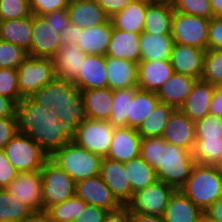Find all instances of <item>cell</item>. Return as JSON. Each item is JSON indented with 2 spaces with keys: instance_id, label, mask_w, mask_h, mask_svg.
Masks as SVG:
<instances>
[{
  "instance_id": "6da1fadb",
  "label": "cell",
  "mask_w": 222,
  "mask_h": 222,
  "mask_svg": "<svg viewBox=\"0 0 222 222\" xmlns=\"http://www.w3.org/2000/svg\"><path fill=\"white\" fill-rule=\"evenodd\" d=\"M59 112L46 109L29 97L15 107L17 132L25 134L49 155L67 145L75 137V129L58 119Z\"/></svg>"
},
{
  "instance_id": "7a4b0ae2",
  "label": "cell",
  "mask_w": 222,
  "mask_h": 222,
  "mask_svg": "<svg viewBox=\"0 0 222 222\" xmlns=\"http://www.w3.org/2000/svg\"><path fill=\"white\" fill-rule=\"evenodd\" d=\"M140 157L155 169L158 180L175 190L184 185L195 165L191 151L169 144L161 137L142 138Z\"/></svg>"
},
{
  "instance_id": "3957f363",
  "label": "cell",
  "mask_w": 222,
  "mask_h": 222,
  "mask_svg": "<svg viewBox=\"0 0 222 222\" xmlns=\"http://www.w3.org/2000/svg\"><path fill=\"white\" fill-rule=\"evenodd\" d=\"M29 98L48 110L51 108L57 110L58 119L62 123L71 125L75 130L80 123L88 119L81 91L64 79L55 77Z\"/></svg>"
},
{
  "instance_id": "277c9868",
  "label": "cell",
  "mask_w": 222,
  "mask_h": 222,
  "mask_svg": "<svg viewBox=\"0 0 222 222\" xmlns=\"http://www.w3.org/2000/svg\"><path fill=\"white\" fill-rule=\"evenodd\" d=\"M179 190L205 212L222 196V177L215 166L195 164Z\"/></svg>"
},
{
  "instance_id": "5b68a950",
  "label": "cell",
  "mask_w": 222,
  "mask_h": 222,
  "mask_svg": "<svg viewBox=\"0 0 222 222\" xmlns=\"http://www.w3.org/2000/svg\"><path fill=\"white\" fill-rule=\"evenodd\" d=\"M50 159L75 181L100 175L103 157L70 141L56 150Z\"/></svg>"
},
{
  "instance_id": "8992f818",
  "label": "cell",
  "mask_w": 222,
  "mask_h": 222,
  "mask_svg": "<svg viewBox=\"0 0 222 222\" xmlns=\"http://www.w3.org/2000/svg\"><path fill=\"white\" fill-rule=\"evenodd\" d=\"M42 177L41 210L64 202L75 195L76 181L50 158L40 170Z\"/></svg>"
},
{
  "instance_id": "52a82bcc",
  "label": "cell",
  "mask_w": 222,
  "mask_h": 222,
  "mask_svg": "<svg viewBox=\"0 0 222 222\" xmlns=\"http://www.w3.org/2000/svg\"><path fill=\"white\" fill-rule=\"evenodd\" d=\"M3 150L18 173L41 170L50 158L40 145L22 133H17Z\"/></svg>"
},
{
  "instance_id": "ba28073f",
  "label": "cell",
  "mask_w": 222,
  "mask_h": 222,
  "mask_svg": "<svg viewBox=\"0 0 222 222\" xmlns=\"http://www.w3.org/2000/svg\"><path fill=\"white\" fill-rule=\"evenodd\" d=\"M17 73L22 98L30 97L56 77L52 59L42 57L28 56L17 68Z\"/></svg>"
},
{
  "instance_id": "9c48e42d",
  "label": "cell",
  "mask_w": 222,
  "mask_h": 222,
  "mask_svg": "<svg viewBox=\"0 0 222 222\" xmlns=\"http://www.w3.org/2000/svg\"><path fill=\"white\" fill-rule=\"evenodd\" d=\"M210 19L174 11L171 36L174 43L207 50Z\"/></svg>"
},
{
  "instance_id": "30bf717a",
  "label": "cell",
  "mask_w": 222,
  "mask_h": 222,
  "mask_svg": "<svg viewBox=\"0 0 222 222\" xmlns=\"http://www.w3.org/2000/svg\"><path fill=\"white\" fill-rule=\"evenodd\" d=\"M114 130L109 121L87 119L76 128L72 141L89 152L106 157Z\"/></svg>"
},
{
  "instance_id": "8fae6325",
  "label": "cell",
  "mask_w": 222,
  "mask_h": 222,
  "mask_svg": "<svg viewBox=\"0 0 222 222\" xmlns=\"http://www.w3.org/2000/svg\"><path fill=\"white\" fill-rule=\"evenodd\" d=\"M175 189L157 180L155 183L134 193L133 199L127 205L133 213L163 216L170 196Z\"/></svg>"
},
{
  "instance_id": "7c38bea8",
  "label": "cell",
  "mask_w": 222,
  "mask_h": 222,
  "mask_svg": "<svg viewBox=\"0 0 222 222\" xmlns=\"http://www.w3.org/2000/svg\"><path fill=\"white\" fill-rule=\"evenodd\" d=\"M100 177L122 206H127L131 202L134 194L124 163L103 157Z\"/></svg>"
},
{
  "instance_id": "4fadbf2b",
  "label": "cell",
  "mask_w": 222,
  "mask_h": 222,
  "mask_svg": "<svg viewBox=\"0 0 222 222\" xmlns=\"http://www.w3.org/2000/svg\"><path fill=\"white\" fill-rule=\"evenodd\" d=\"M62 42L57 32L43 16L32 15V43L31 56L52 58Z\"/></svg>"
},
{
  "instance_id": "5bb4252c",
  "label": "cell",
  "mask_w": 222,
  "mask_h": 222,
  "mask_svg": "<svg viewBox=\"0 0 222 222\" xmlns=\"http://www.w3.org/2000/svg\"><path fill=\"white\" fill-rule=\"evenodd\" d=\"M75 195L87 204L101 207L107 211H114L122 206L100 175L76 181Z\"/></svg>"
},
{
  "instance_id": "9a60e30c",
  "label": "cell",
  "mask_w": 222,
  "mask_h": 222,
  "mask_svg": "<svg viewBox=\"0 0 222 222\" xmlns=\"http://www.w3.org/2000/svg\"><path fill=\"white\" fill-rule=\"evenodd\" d=\"M6 190L27 204L33 211L41 210L42 177L40 170L18 173Z\"/></svg>"
},
{
  "instance_id": "2e32d148",
  "label": "cell",
  "mask_w": 222,
  "mask_h": 222,
  "mask_svg": "<svg viewBox=\"0 0 222 222\" xmlns=\"http://www.w3.org/2000/svg\"><path fill=\"white\" fill-rule=\"evenodd\" d=\"M206 50L189 45L174 43L170 54V63L174 73L202 78Z\"/></svg>"
},
{
  "instance_id": "e0dca14e",
  "label": "cell",
  "mask_w": 222,
  "mask_h": 222,
  "mask_svg": "<svg viewBox=\"0 0 222 222\" xmlns=\"http://www.w3.org/2000/svg\"><path fill=\"white\" fill-rule=\"evenodd\" d=\"M161 138L169 144L192 152L195 143V122L180 109H175L169 117Z\"/></svg>"
},
{
  "instance_id": "ac0fdd59",
  "label": "cell",
  "mask_w": 222,
  "mask_h": 222,
  "mask_svg": "<svg viewBox=\"0 0 222 222\" xmlns=\"http://www.w3.org/2000/svg\"><path fill=\"white\" fill-rule=\"evenodd\" d=\"M142 138L135 128H115L107 158L126 163L140 156Z\"/></svg>"
},
{
  "instance_id": "d6986e66",
  "label": "cell",
  "mask_w": 222,
  "mask_h": 222,
  "mask_svg": "<svg viewBox=\"0 0 222 222\" xmlns=\"http://www.w3.org/2000/svg\"><path fill=\"white\" fill-rule=\"evenodd\" d=\"M86 54L77 44L65 43L51 58L56 77L74 83Z\"/></svg>"
},
{
  "instance_id": "ffe728a7",
  "label": "cell",
  "mask_w": 222,
  "mask_h": 222,
  "mask_svg": "<svg viewBox=\"0 0 222 222\" xmlns=\"http://www.w3.org/2000/svg\"><path fill=\"white\" fill-rule=\"evenodd\" d=\"M107 81L106 56L86 54L78 78L73 84L84 91L108 87Z\"/></svg>"
},
{
  "instance_id": "44dd1931",
  "label": "cell",
  "mask_w": 222,
  "mask_h": 222,
  "mask_svg": "<svg viewBox=\"0 0 222 222\" xmlns=\"http://www.w3.org/2000/svg\"><path fill=\"white\" fill-rule=\"evenodd\" d=\"M174 70L170 60L148 61L138 63V89L156 92L170 77Z\"/></svg>"
},
{
  "instance_id": "7402d4cb",
  "label": "cell",
  "mask_w": 222,
  "mask_h": 222,
  "mask_svg": "<svg viewBox=\"0 0 222 222\" xmlns=\"http://www.w3.org/2000/svg\"><path fill=\"white\" fill-rule=\"evenodd\" d=\"M67 12L70 23L81 29L104 24L110 20L96 0H69Z\"/></svg>"
},
{
  "instance_id": "603a6c76",
  "label": "cell",
  "mask_w": 222,
  "mask_h": 222,
  "mask_svg": "<svg viewBox=\"0 0 222 222\" xmlns=\"http://www.w3.org/2000/svg\"><path fill=\"white\" fill-rule=\"evenodd\" d=\"M215 87L214 84L198 79L192 92L179 109L194 122L204 118L209 114Z\"/></svg>"
},
{
  "instance_id": "cb8c5ba5",
  "label": "cell",
  "mask_w": 222,
  "mask_h": 222,
  "mask_svg": "<svg viewBox=\"0 0 222 222\" xmlns=\"http://www.w3.org/2000/svg\"><path fill=\"white\" fill-rule=\"evenodd\" d=\"M140 33L116 29L112 26L110 43L106 56L124 59L134 63L141 61Z\"/></svg>"
},
{
  "instance_id": "d4e9b609",
  "label": "cell",
  "mask_w": 222,
  "mask_h": 222,
  "mask_svg": "<svg viewBox=\"0 0 222 222\" xmlns=\"http://www.w3.org/2000/svg\"><path fill=\"white\" fill-rule=\"evenodd\" d=\"M196 81L194 77L173 73L156 91L157 97L160 102L179 109L192 92Z\"/></svg>"
},
{
  "instance_id": "484cf974",
  "label": "cell",
  "mask_w": 222,
  "mask_h": 222,
  "mask_svg": "<svg viewBox=\"0 0 222 222\" xmlns=\"http://www.w3.org/2000/svg\"><path fill=\"white\" fill-rule=\"evenodd\" d=\"M204 212L180 190L170 196L163 214L164 222H201Z\"/></svg>"
},
{
  "instance_id": "4316f807",
  "label": "cell",
  "mask_w": 222,
  "mask_h": 222,
  "mask_svg": "<svg viewBox=\"0 0 222 222\" xmlns=\"http://www.w3.org/2000/svg\"><path fill=\"white\" fill-rule=\"evenodd\" d=\"M174 7L169 1H147L143 32L171 34Z\"/></svg>"
},
{
  "instance_id": "83f0119b",
  "label": "cell",
  "mask_w": 222,
  "mask_h": 222,
  "mask_svg": "<svg viewBox=\"0 0 222 222\" xmlns=\"http://www.w3.org/2000/svg\"><path fill=\"white\" fill-rule=\"evenodd\" d=\"M108 88L138 87V64L124 59L106 56Z\"/></svg>"
},
{
  "instance_id": "f1b7e54d",
  "label": "cell",
  "mask_w": 222,
  "mask_h": 222,
  "mask_svg": "<svg viewBox=\"0 0 222 222\" xmlns=\"http://www.w3.org/2000/svg\"><path fill=\"white\" fill-rule=\"evenodd\" d=\"M0 40L21 47L31 56L32 15L21 19L0 20Z\"/></svg>"
},
{
  "instance_id": "f546056e",
  "label": "cell",
  "mask_w": 222,
  "mask_h": 222,
  "mask_svg": "<svg viewBox=\"0 0 222 222\" xmlns=\"http://www.w3.org/2000/svg\"><path fill=\"white\" fill-rule=\"evenodd\" d=\"M112 33L111 20L104 24L81 29L77 45L85 54L105 55Z\"/></svg>"
},
{
  "instance_id": "4dcf8cb0",
  "label": "cell",
  "mask_w": 222,
  "mask_h": 222,
  "mask_svg": "<svg viewBox=\"0 0 222 222\" xmlns=\"http://www.w3.org/2000/svg\"><path fill=\"white\" fill-rule=\"evenodd\" d=\"M88 119L106 120L111 116L113 108V90L105 88H93L81 91Z\"/></svg>"
},
{
  "instance_id": "1f68e13d",
  "label": "cell",
  "mask_w": 222,
  "mask_h": 222,
  "mask_svg": "<svg viewBox=\"0 0 222 222\" xmlns=\"http://www.w3.org/2000/svg\"><path fill=\"white\" fill-rule=\"evenodd\" d=\"M146 7L147 1L132 0L123 10L110 18L112 26L123 31L142 33Z\"/></svg>"
},
{
  "instance_id": "d6a6232c",
  "label": "cell",
  "mask_w": 222,
  "mask_h": 222,
  "mask_svg": "<svg viewBox=\"0 0 222 222\" xmlns=\"http://www.w3.org/2000/svg\"><path fill=\"white\" fill-rule=\"evenodd\" d=\"M141 60H170L174 44L171 34L140 33Z\"/></svg>"
},
{
  "instance_id": "836d02e7",
  "label": "cell",
  "mask_w": 222,
  "mask_h": 222,
  "mask_svg": "<svg viewBox=\"0 0 222 222\" xmlns=\"http://www.w3.org/2000/svg\"><path fill=\"white\" fill-rule=\"evenodd\" d=\"M160 100L156 92L142 91L138 89L129 100V116H127V127L137 129L141 123L153 112Z\"/></svg>"
},
{
  "instance_id": "e575fe53",
  "label": "cell",
  "mask_w": 222,
  "mask_h": 222,
  "mask_svg": "<svg viewBox=\"0 0 222 222\" xmlns=\"http://www.w3.org/2000/svg\"><path fill=\"white\" fill-rule=\"evenodd\" d=\"M124 166L133 194L158 180L155 169L140 156L124 163Z\"/></svg>"
},
{
  "instance_id": "d590c367",
  "label": "cell",
  "mask_w": 222,
  "mask_h": 222,
  "mask_svg": "<svg viewBox=\"0 0 222 222\" xmlns=\"http://www.w3.org/2000/svg\"><path fill=\"white\" fill-rule=\"evenodd\" d=\"M174 110V107L159 102L153 112L148 115V118L136 129L141 138L162 137L165 126Z\"/></svg>"
},
{
  "instance_id": "8d00e7d4",
  "label": "cell",
  "mask_w": 222,
  "mask_h": 222,
  "mask_svg": "<svg viewBox=\"0 0 222 222\" xmlns=\"http://www.w3.org/2000/svg\"><path fill=\"white\" fill-rule=\"evenodd\" d=\"M33 210L11 195L6 189H0V222H20Z\"/></svg>"
},
{
  "instance_id": "74e56055",
  "label": "cell",
  "mask_w": 222,
  "mask_h": 222,
  "mask_svg": "<svg viewBox=\"0 0 222 222\" xmlns=\"http://www.w3.org/2000/svg\"><path fill=\"white\" fill-rule=\"evenodd\" d=\"M138 87L121 88L113 90V108L109 122L115 128L127 127L129 116V100H132Z\"/></svg>"
},
{
  "instance_id": "f35d334b",
  "label": "cell",
  "mask_w": 222,
  "mask_h": 222,
  "mask_svg": "<svg viewBox=\"0 0 222 222\" xmlns=\"http://www.w3.org/2000/svg\"><path fill=\"white\" fill-rule=\"evenodd\" d=\"M192 155L195 164L214 166L222 157V139H195Z\"/></svg>"
},
{
  "instance_id": "ab89813d",
  "label": "cell",
  "mask_w": 222,
  "mask_h": 222,
  "mask_svg": "<svg viewBox=\"0 0 222 222\" xmlns=\"http://www.w3.org/2000/svg\"><path fill=\"white\" fill-rule=\"evenodd\" d=\"M81 210V198L74 195L64 202L53 205L47 211L52 222H74Z\"/></svg>"
},
{
  "instance_id": "60d3db41",
  "label": "cell",
  "mask_w": 222,
  "mask_h": 222,
  "mask_svg": "<svg viewBox=\"0 0 222 222\" xmlns=\"http://www.w3.org/2000/svg\"><path fill=\"white\" fill-rule=\"evenodd\" d=\"M201 79L214 85L222 80V50H206Z\"/></svg>"
},
{
  "instance_id": "b9f144b4",
  "label": "cell",
  "mask_w": 222,
  "mask_h": 222,
  "mask_svg": "<svg viewBox=\"0 0 222 222\" xmlns=\"http://www.w3.org/2000/svg\"><path fill=\"white\" fill-rule=\"evenodd\" d=\"M222 118L212 114L195 121V139H221Z\"/></svg>"
},
{
  "instance_id": "7bdbcfd3",
  "label": "cell",
  "mask_w": 222,
  "mask_h": 222,
  "mask_svg": "<svg viewBox=\"0 0 222 222\" xmlns=\"http://www.w3.org/2000/svg\"><path fill=\"white\" fill-rule=\"evenodd\" d=\"M174 11L188 15L213 18L210 0H173Z\"/></svg>"
},
{
  "instance_id": "ee69618b",
  "label": "cell",
  "mask_w": 222,
  "mask_h": 222,
  "mask_svg": "<svg viewBox=\"0 0 222 222\" xmlns=\"http://www.w3.org/2000/svg\"><path fill=\"white\" fill-rule=\"evenodd\" d=\"M28 56L21 47L0 40V68L17 69Z\"/></svg>"
},
{
  "instance_id": "f6af8a7d",
  "label": "cell",
  "mask_w": 222,
  "mask_h": 222,
  "mask_svg": "<svg viewBox=\"0 0 222 222\" xmlns=\"http://www.w3.org/2000/svg\"><path fill=\"white\" fill-rule=\"evenodd\" d=\"M31 15L29 0H0V20L21 19Z\"/></svg>"
},
{
  "instance_id": "bcb514c9",
  "label": "cell",
  "mask_w": 222,
  "mask_h": 222,
  "mask_svg": "<svg viewBox=\"0 0 222 222\" xmlns=\"http://www.w3.org/2000/svg\"><path fill=\"white\" fill-rule=\"evenodd\" d=\"M0 95L12 99L16 104L22 99L18 89L17 69L0 68Z\"/></svg>"
},
{
  "instance_id": "7dc6e473",
  "label": "cell",
  "mask_w": 222,
  "mask_h": 222,
  "mask_svg": "<svg viewBox=\"0 0 222 222\" xmlns=\"http://www.w3.org/2000/svg\"><path fill=\"white\" fill-rule=\"evenodd\" d=\"M33 15L43 16L68 7L69 0H29Z\"/></svg>"
},
{
  "instance_id": "c3c4849f",
  "label": "cell",
  "mask_w": 222,
  "mask_h": 222,
  "mask_svg": "<svg viewBox=\"0 0 222 222\" xmlns=\"http://www.w3.org/2000/svg\"><path fill=\"white\" fill-rule=\"evenodd\" d=\"M107 213V210L89 205L81 199V210L74 222H103Z\"/></svg>"
},
{
  "instance_id": "681fc988",
  "label": "cell",
  "mask_w": 222,
  "mask_h": 222,
  "mask_svg": "<svg viewBox=\"0 0 222 222\" xmlns=\"http://www.w3.org/2000/svg\"><path fill=\"white\" fill-rule=\"evenodd\" d=\"M207 49L222 50V17L209 21Z\"/></svg>"
},
{
  "instance_id": "f907efd6",
  "label": "cell",
  "mask_w": 222,
  "mask_h": 222,
  "mask_svg": "<svg viewBox=\"0 0 222 222\" xmlns=\"http://www.w3.org/2000/svg\"><path fill=\"white\" fill-rule=\"evenodd\" d=\"M17 174L18 171L7 159L4 150L0 149V189H6Z\"/></svg>"
},
{
  "instance_id": "816d5d0a",
  "label": "cell",
  "mask_w": 222,
  "mask_h": 222,
  "mask_svg": "<svg viewBox=\"0 0 222 222\" xmlns=\"http://www.w3.org/2000/svg\"><path fill=\"white\" fill-rule=\"evenodd\" d=\"M17 133L15 117L0 118V149H3Z\"/></svg>"
},
{
  "instance_id": "f5cc1de1",
  "label": "cell",
  "mask_w": 222,
  "mask_h": 222,
  "mask_svg": "<svg viewBox=\"0 0 222 222\" xmlns=\"http://www.w3.org/2000/svg\"><path fill=\"white\" fill-rule=\"evenodd\" d=\"M43 17L50 25L57 29L58 33H61V30L70 24L67 8L47 13Z\"/></svg>"
},
{
  "instance_id": "db71d44e",
  "label": "cell",
  "mask_w": 222,
  "mask_h": 222,
  "mask_svg": "<svg viewBox=\"0 0 222 222\" xmlns=\"http://www.w3.org/2000/svg\"><path fill=\"white\" fill-rule=\"evenodd\" d=\"M111 18L116 13L123 10L132 0H96Z\"/></svg>"
},
{
  "instance_id": "11a10c76",
  "label": "cell",
  "mask_w": 222,
  "mask_h": 222,
  "mask_svg": "<svg viewBox=\"0 0 222 222\" xmlns=\"http://www.w3.org/2000/svg\"><path fill=\"white\" fill-rule=\"evenodd\" d=\"M80 34H81V28H79L77 25L70 23L61 30L59 36L62 45L65 43L77 44Z\"/></svg>"
},
{
  "instance_id": "9f6ffc18",
  "label": "cell",
  "mask_w": 222,
  "mask_h": 222,
  "mask_svg": "<svg viewBox=\"0 0 222 222\" xmlns=\"http://www.w3.org/2000/svg\"><path fill=\"white\" fill-rule=\"evenodd\" d=\"M130 208L128 206H121L114 211H108L103 222H129Z\"/></svg>"
},
{
  "instance_id": "6f0895ef",
  "label": "cell",
  "mask_w": 222,
  "mask_h": 222,
  "mask_svg": "<svg viewBox=\"0 0 222 222\" xmlns=\"http://www.w3.org/2000/svg\"><path fill=\"white\" fill-rule=\"evenodd\" d=\"M204 216L209 222H222V196L204 212Z\"/></svg>"
},
{
  "instance_id": "680465c9",
  "label": "cell",
  "mask_w": 222,
  "mask_h": 222,
  "mask_svg": "<svg viewBox=\"0 0 222 222\" xmlns=\"http://www.w3.org/2000/svg\"><path fill=\"white\" fill-rule=\"evenodd\" d=\"M209 114L222 118V88L217 85L210 103Z\"/></svg>"
},
{
  "instance_id": "91938a15",
  "label": "cell",
  "mask_w": 222,
  "mask_h": 222,
  "mask_svg": "<svg viewBox=\"0 0 222 222\" xmlns=\"http://www.w3.org/2000/svg\"><path fill=\"white\" fill-rule=\"evenodd\" d=\"M16 105L12 99L0 95V118L15 117Z\"/></svg>"
},
{
  "instance_id": "94428289",
  "label": "cell",
  "mask_w": 222,
  "mask_h": 222,
  "mask_svg": "<svg viewBox=\"0 0 222 222\" xmlns=\"http://www.w3.org/2000/svg\"><path fill=\"white\" fill-rule=\"evenodd\" d=\"M20 222H52L51 216L47 210L33 211L29 216Z\"/></svg>"
},
{
  "instance_id": "6125c7cd",
  "label": "cell",
  "mask_w": 222,
  "mask_h": 222,
  "mask_svg": "<svg viewBox=\"0 0 222 222\" xmlns=\"http://www.w3.org/2000/svg\"><path fill=\"white\" fill-rule=\"evenodd\" d=\"M129 222H164L163 216L145 215L141 213H133L130 211Z\"/></svg>"
},
{
  "instance_id": "be15d7a7",
  "label": "cell",
  "mask_w": 222,
  "mask_h": 222,
  "mask_svg": "<svg viewBox=\"0 0 222 222\" xmlns=\"http://www.w3.org/2000/svg\"><path fill=\"white\" fill-rule=\"evenodd\" d=\"M213 17H222V0H210Z\"/></svg>"
},
{
  "instance_id": "e7e4bbea",
  "label": "cell",
  "mask_w": 222,
  "mask_h": 222,
  "mask_svg": "<svg viewBox=\"0 0 222 222\" xmlns=\"http://www.w3.org/2000/svg\"><path fill=\"white\" fill-rule=\"evenodd\" d=\"M214 166L217 169L220 176L222 177V157L218 160V162Z\"/></svg>"
},
{
  "instance_id": "03108f58",
  "label": "cell",
  "mask_w": 222,
  "mask_h": 222,
  "mask_svg": "<svg viewBox=\"0 0 222 222\" xmlns=\"http://www.w3.org/2000/svg\"><path fill=\"white\" fill-rule=\"evenodd\" d=\"M217 86L222 88V80L219 82V84Z\"/></svg>"
},
{
  "instance_id": "003e7915",
  "label": "cell",
  "mask_w": 222,
  "mask_h": 222,
  "mask_svg": "<svg viewBox=\"0 0 222 222\" xmlns=\"http://www.w3.org/2000/svg\"><path fill=\"white\" fill-rule=\"evenodd\" d=\"M154 1V0H152ZM157 1H169V2H172L173 0H157Z\"/></svg>"
},
{
  "instance_id": "a7ac6f4b",
  "label": "cell",
  "mask_w": 222,
  "mask_h": 222,
  "mask_svg": "<svg viewBox=\"0 0 222 222\" xmlns=\"http://www.w3.org/2000/svg\"><path fill=\"white\" fill-rule=\"evenodd\" d=\"M201 222H209V221H208L207 219L204 218Z\"/></svg>"
}]
</instances>
